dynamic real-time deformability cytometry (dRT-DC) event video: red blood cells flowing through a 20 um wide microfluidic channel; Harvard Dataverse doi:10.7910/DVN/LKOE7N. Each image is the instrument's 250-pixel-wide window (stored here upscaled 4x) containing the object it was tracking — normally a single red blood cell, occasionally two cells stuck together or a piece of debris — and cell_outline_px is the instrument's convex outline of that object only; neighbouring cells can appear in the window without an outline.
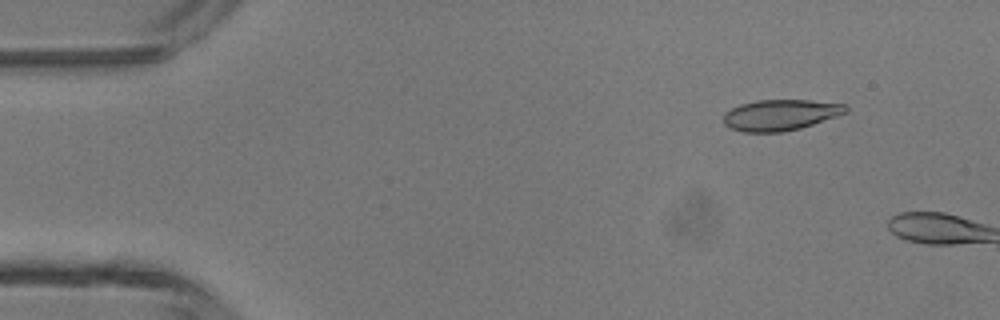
{"species": "common noctule bat (a hibernating species)", "species_latin": "Nyctalus noctula", "temperature_condition": "room temperature", "stored_images_in_passage": 2, "camera_frame_rate_fps": 3000, "um_per_image_px": 0.085, "animal": {"sex": "male", "body_mass_g": 13.3}, "frame": {"image": 1, "passage_image": 1, "time_ms": 0.0, "image_size_px": [1000, 320], "cell_outline_px": [[848, 112], [800, 128], [780, 132], [744, 132], [732, 128], [724, 124], [724, 112], [740, 104], [756, 100], [808, 100], [844, 104], [848, 108]], "centroid_in_image_um": [66.31, 9.76], "position_along_channel_um": 18.7, "area_um2": 21.85}}